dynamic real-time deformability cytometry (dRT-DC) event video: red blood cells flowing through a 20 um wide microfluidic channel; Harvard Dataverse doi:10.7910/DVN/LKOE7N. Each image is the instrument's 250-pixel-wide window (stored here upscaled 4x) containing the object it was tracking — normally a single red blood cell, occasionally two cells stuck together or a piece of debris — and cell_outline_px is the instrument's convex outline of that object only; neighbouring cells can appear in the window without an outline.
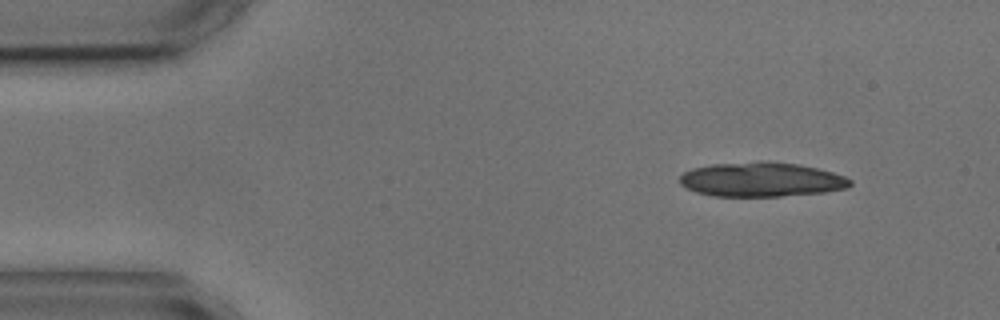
{"species": "common noctule bat (a hibernating species)", "species_latin": "Nyctalus noctula", "temperature_condition": "cold", "stored_images_in_passage": 4, "camera_frame_rate_fps": 3000, "um_per_image_px": 0.085, "animal": {"sex": "male", "body_mass_g": 17.9, "forearm_length_mm": 54.2}, "frame": {"image": 1, "passage_image": 1, "time_ms": 0.0, "image_size_px": [1000, 320], "cell_outline_px": [[852, 184], [848, 188], [824, 192], [780, 196], [716, 196], [696, 192], [680, 184], [680, 176], [684, 172], [692, 168], [712, 164], [760, 160], [800, 164], [832, 172], [844, 176], [852, 180]], "centroid_in_image_um": [64.73, 15.25], "position_along_channel_um": 20.3, "area_um2": 34.33}}